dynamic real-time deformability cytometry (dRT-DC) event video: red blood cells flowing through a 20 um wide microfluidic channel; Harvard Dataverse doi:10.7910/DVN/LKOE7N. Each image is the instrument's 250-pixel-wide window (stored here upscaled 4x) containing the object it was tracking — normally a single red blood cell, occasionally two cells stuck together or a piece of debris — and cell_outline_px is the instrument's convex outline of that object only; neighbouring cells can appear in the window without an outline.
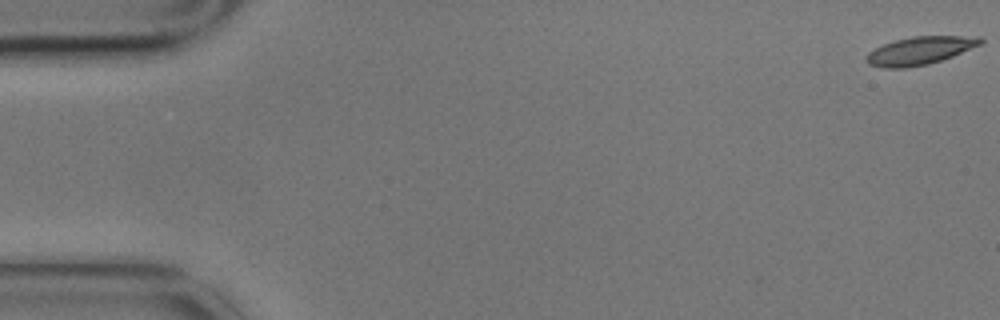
{"species": "common noctule bat (a hibernating species)", "species_latin": "Nyctalus noctula", "temperature_condition": "cold", "stored_images_in_passage": 7, "camera_frame_rate_fps": 3000, "um_per_image_px": 0.085, "animal": {"sex": "male", "body_mass_g": 17.9}, "frame": {"image": 1, "passage_image": 1, "time_ms": 0.0, "image_size_px": [1000, 320], "cell_outline_px": [[984, 40], [980, 44], [952, 56], [928, 64], [904, 68], [884, 68], [868, 64], [864, 56], [868, 52], [884, 44], [896, 40], [912, 36], [980, 36]], "centroid_in_image_um": [78.16, 4.3], "position_along_channel_um": 6.8, "area_um2": 18.44}}
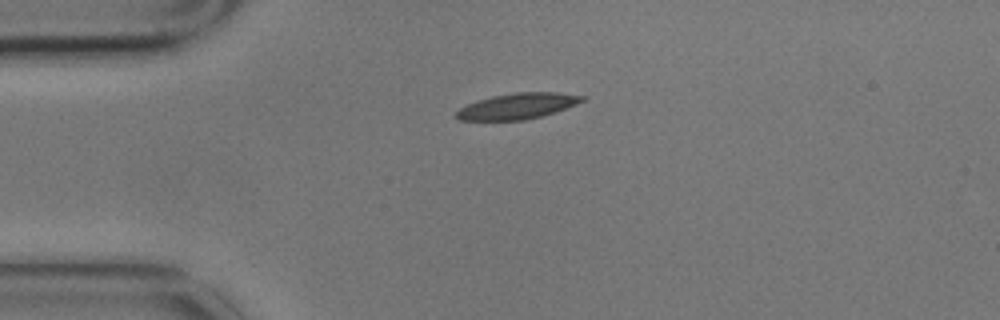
{"frame": {"image": 2, "passage_image": 5, "time_ms": 1.333, "image_size_px": [1000, 320], "cell_outline_px": [[588, 96], [584, 100], [576, 104], [556, 112], [524, 120], [460, 120], [456, 116], [456, 112], [460, 108], [476, 100], [492, 96], [516, 92], [556, 92]], "centroid_in_image_um": [44.02, 9.01], "position_along_channel_um": 41.0, "area_um2": 18.9}}